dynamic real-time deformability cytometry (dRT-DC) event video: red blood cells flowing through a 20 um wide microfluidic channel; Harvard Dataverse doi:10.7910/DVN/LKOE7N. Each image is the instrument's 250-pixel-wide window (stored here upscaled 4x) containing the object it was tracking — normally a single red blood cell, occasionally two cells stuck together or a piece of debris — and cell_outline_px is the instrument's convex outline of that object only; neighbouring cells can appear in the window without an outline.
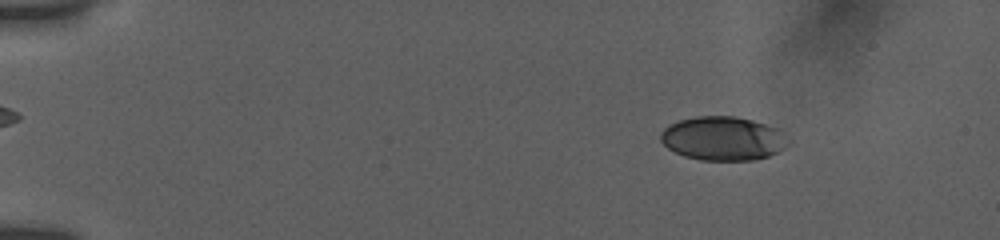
{"species": "human", "species_latin": "Homo sapiens", "temperature_condition": "room temperature", "stored_images_in_passage": 38, "camera_frame_rate_fps": 3000, "um_per_image_px": 0.085, "donor": {"sex": "female"}, "frame": {"image": 1, "passage_image": 3, "time_ms": 0.667, "image_size_px": [1000, 240], "cell_outline_px": [[788, 144], [784, 148], [768, 156], [752, 160], [700, 160], [684, 156], [668, 148], [660, 140], [660, 132], [664, 128], [680, 120], [696, 116], [736, 116], [752, 120], [776, 128], [788, 140]], "centroid_in_image_um": [61.42, 11.77], "position_along_channel_um": 23.6, "area_um2": 32.31}}
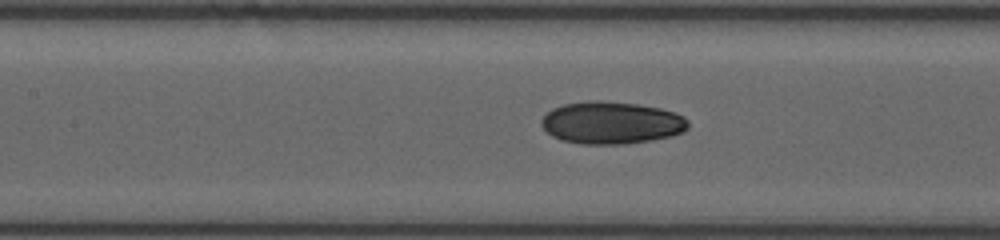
{"frame": {"image": 2, "passage_image": 22, "time_ms": 7.0, "image_size_px": [1000, 240], "cell_outline_px": [[688, 128], [684, 132], [672, 136], [652, 140], [624, 144], [580, 144], [560, 140], [552, 136], [540, 124], [540, 120], [552, 108], [564, 104], [592, 100], [600, 100], [640, 104], [660, 108], [676, 112], [684, 116], [688, 120]], "centroid_in_image_um": [51.99, 10.43], "position_along_channel_um": 155.4, "area_um2": 36.59}}
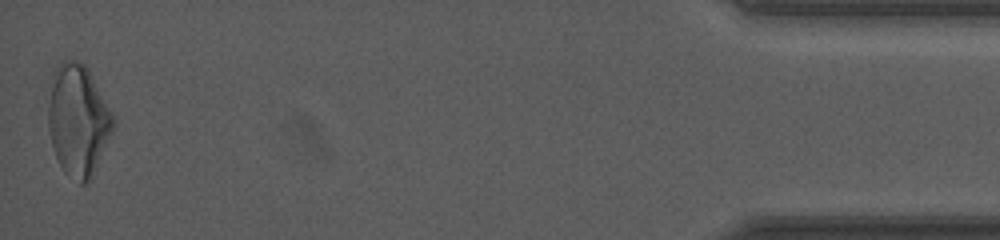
{"frame": {"image": 3, "passage_image": 38, "time_ms": 16.333, "image_size_px": [1000, 240], "cell_outline_px": [[116, 124], [88, 184], [80, 184], [64, 172], [56, 156], [52, 144], [48, 128], [48, 104], [52, 72], [60, 60], [76, 60], [84, 64], [88, 68], [112, 112], [116, 120]], "centroid_in_image_um": [6.63, 10.19], "position_along_channel_um": 428.6, "area_um2": 42.37}, "authors_computed_cell_mechanics": {"area_um2": 34.5933, "velocity_mm_per_s": 3.7898, "shape_relaxation_time_tau1_ms": 7.9943, "shape_relaxation_time_tau2_ms": 3.4973, "deformation_change_tau1": 0.2017, "deformation_change_tau2": 0.0794}}